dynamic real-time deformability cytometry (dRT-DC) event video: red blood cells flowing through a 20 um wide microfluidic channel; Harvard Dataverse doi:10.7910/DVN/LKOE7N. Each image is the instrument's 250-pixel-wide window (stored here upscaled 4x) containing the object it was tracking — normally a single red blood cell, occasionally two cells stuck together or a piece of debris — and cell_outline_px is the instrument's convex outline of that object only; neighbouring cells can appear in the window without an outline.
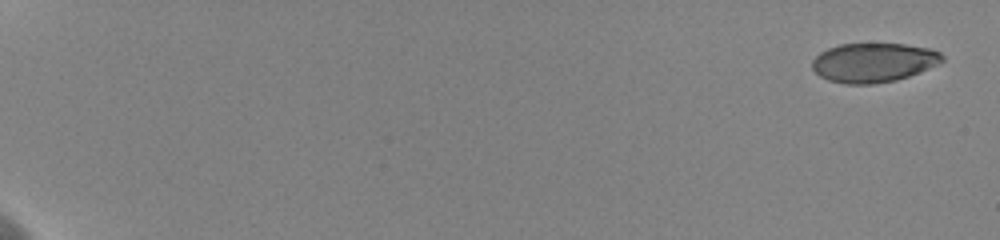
{"species": "human", "species_latin": "Homo sapiens", "temperature_condition": "cold", "stored_images_in_passage": 7, "camera_frame_rate_fps": 3000, "um_per_image_px": 0.085, "donor": {"sex": "female"}, "frame": {"image": 1, "passage_image": 1, "time_ms": 0.0, "image_size_px": [1000, 240], "cell_outline_px": [[944, 60], [940, 64], [920, 72], [896, 80], [872, 84], [848, 84], [828, 80], [820, 76], [812, 68], [812, 60], [820, 52], [828, 48], [840, 44], [904, 44], [928, 48], [940, 52], [944, 56]], "centroid_in_image_um": [74.26, 5.31], "position_along_channel_um": 10.7, "area_um2": 29.77}}